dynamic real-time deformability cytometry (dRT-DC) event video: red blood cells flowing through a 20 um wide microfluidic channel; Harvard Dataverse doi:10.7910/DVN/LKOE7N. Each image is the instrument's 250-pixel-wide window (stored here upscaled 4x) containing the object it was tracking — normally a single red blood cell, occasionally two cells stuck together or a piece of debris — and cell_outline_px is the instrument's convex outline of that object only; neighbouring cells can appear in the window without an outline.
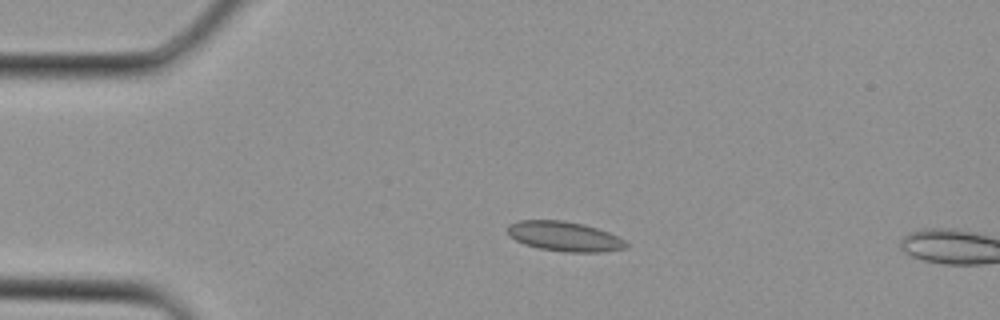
{"species": "Egyptian fruit bat (a non-hibernating species)", "species_latin": "Rousettus aegyptiacus", "temperature_condition": "cold", "stored_images_in_passage": 3, "camera_frame_rate_fps": 3000, "um_per_image_px": 0.085, "animal": {"sex": "female"}, "frame": {"image": 1, "passage_image": 3, "time_ms": 0.667, "image_size_px": [1000, 320], "cell_outline_px": [[628, 244], [624, 248], [604, 252], [568, 252], [540, 248], [524, 244], [516, 240], [508, 232], [508, 224], [520, 220], [564, 220], [584, 224], [608, 232], [624, 240]], "centroid_in_image_um": [47.98, 20.08], "position_along_channel_um": 37.0, "area_um2": 20.35}}